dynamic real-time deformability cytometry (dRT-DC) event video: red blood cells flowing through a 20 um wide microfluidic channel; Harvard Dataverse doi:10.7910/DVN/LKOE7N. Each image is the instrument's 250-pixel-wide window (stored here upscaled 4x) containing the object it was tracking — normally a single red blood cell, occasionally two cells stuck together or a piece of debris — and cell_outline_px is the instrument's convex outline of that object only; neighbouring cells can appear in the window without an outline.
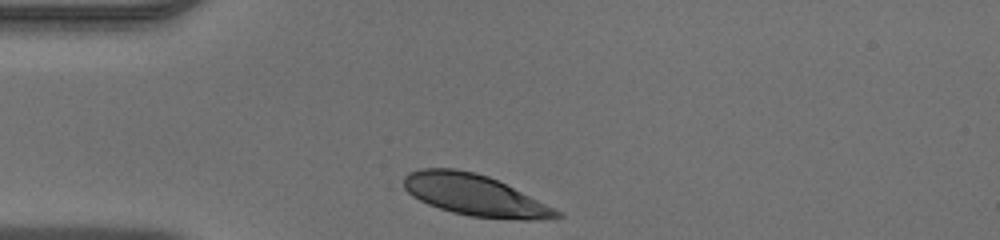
{"species": "human", "species_latin": "Homo sapiens", "temperature_condition": "warm", "stored_images_in_passage": 28, "camera_frame_rate_fps": 3000, "um_per_image_px": 0.085, "donor": {"sex": "male"}, "frame": {"image": 1, "passage_image": 1, "time_ms": 0.0, "image_size_px": [1000, 240], "cell_outline_px": [[564, 216], [532, 220], [520, 220], [472, 216], [452, 212], [428, 204], [412, 196], [400, 188], [396, 184], [408, 172], [420, 168], [456, 168], [476, 172], [488, 176], [560, 212]], "centroid_in_image_um": [40.17, 16.56], "position_along_channel_um": 44.8, "area_um2": 36.59}}
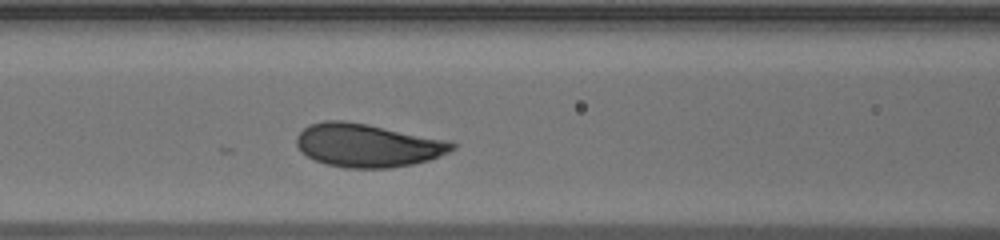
{"frame": {"image": 2, "passage_image": 9, "time_ms": 2.667, "image_size_px": [1000, 240], "cell_outline_px": [[456, 148], [448, 152], [428, 160], [412, 164], [388, 168], [344, 168], [328, 164], [316, 160], [300, 152], [296, 144], [296, 136], [308, 124], [324, 120], [344, 120], [368, 124], [448, 140], [456, 144]], "centroid_in_image_um": [31.21, 12.34], "position_along_channel_um": 135.4, "area_um2": 39.3}}
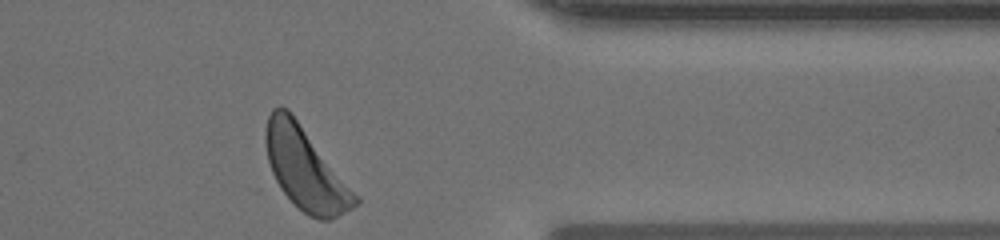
{"frame": {"image": 3, "passage_image": 28, "time_ms": 9.0, "image_size_px": [1000, 240], "cell_outline_px": [[360, 204], [332, 220], [320, 220], [308, 216], [280, 188], [272, 172], [268, 160], [264, 140], [264, 132], [268, 116], [272, 108], [280, 104], [288, 108], [360, 196]], "centroid_in_image_um": [25.98, 14.33], "position_along_channel_um": 385.4, "area_um2": 43.12}}